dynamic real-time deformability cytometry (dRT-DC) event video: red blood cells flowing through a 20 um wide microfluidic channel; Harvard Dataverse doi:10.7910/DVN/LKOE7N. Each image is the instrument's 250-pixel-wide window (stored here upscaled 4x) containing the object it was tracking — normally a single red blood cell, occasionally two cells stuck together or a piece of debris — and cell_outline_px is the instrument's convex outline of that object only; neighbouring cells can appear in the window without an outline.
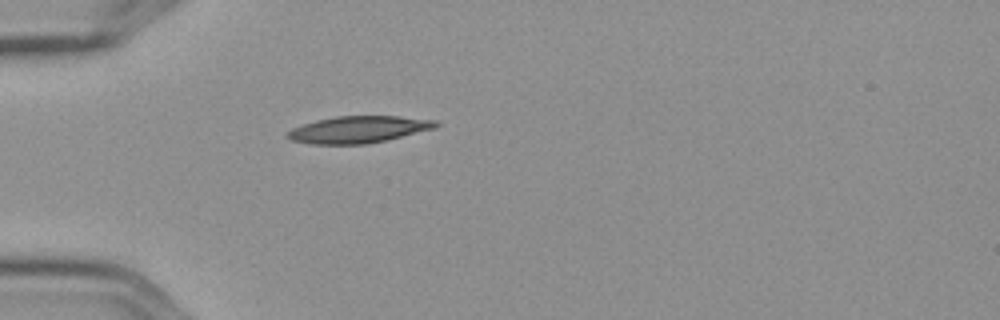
{"species": "Egyptian fruit bat (a non-hibernating species)", "species_latin": "Rousettus aegyptiacus", "temperature_condition": "cold", "stored_images_in_passage": 1, "camera_frame_rate_fps": 3000, "um_per_image_px": 0.085, "frame": {"image": 1, "passage_image": 1, "time_ms": 0.0, "image_size_px": [1000, 320], "cell_outline_px": [[440, 124], [436, 128], [388, 140], [364, 144], [312, 144], [292, 140], [288, 136], [288, 132], [292, 128], [316, 120], [336, 116], [400, 116], [436, 120]], "centroid_in_image_um": [30.53, 11.0], "position_along_channel_um": 54.5, "area_um2": 23.18}}